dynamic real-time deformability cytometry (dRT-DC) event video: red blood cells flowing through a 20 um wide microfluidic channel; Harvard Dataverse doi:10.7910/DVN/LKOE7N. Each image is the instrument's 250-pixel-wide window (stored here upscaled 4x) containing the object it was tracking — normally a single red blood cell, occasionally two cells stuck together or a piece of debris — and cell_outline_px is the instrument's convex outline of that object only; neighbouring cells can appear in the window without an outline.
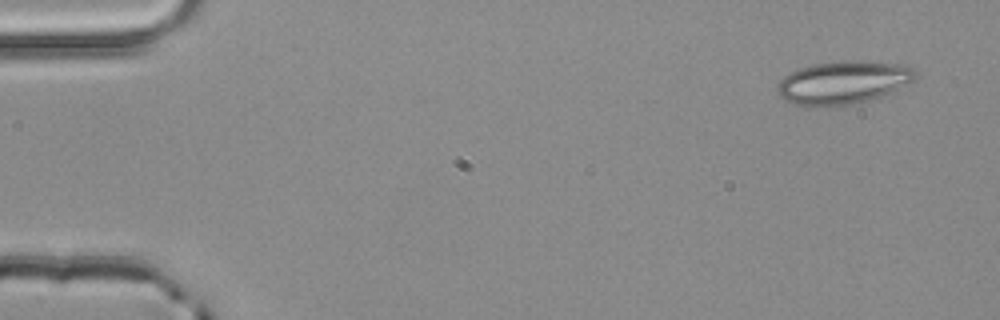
{"species": "common noctule bat (a hibernating species)", "species_latin": "Nyctalus noctula", "temperature_condition": "room temperature", "stored_images_in_passage": 3, "camera_frame_rate_fps": 3000, "um_per_image_px": 0.085, "animal": {"sex": "male", "body_mass_g": 20.4}, "frame": {"image": 1, "passage_image": 1, "time_ms": 0.0, "image_size_px": [1000, 320], "cell_outline_px": [[916, 76], [912, 80], [880, 96], [868, 100], [848, 104], [824, 108], [812, 108], [792, 104], [784, 100], [776, 92], [776, 88], [780, 80], [784, 76], [800, 68], [812, 64], [840, 60], [860, 60], [908, 64], [916, 68]], "centroid_in_image_um": [71.62, 7.01], "position_along_channel_um": 13.4, "area_um2": 35.08}}